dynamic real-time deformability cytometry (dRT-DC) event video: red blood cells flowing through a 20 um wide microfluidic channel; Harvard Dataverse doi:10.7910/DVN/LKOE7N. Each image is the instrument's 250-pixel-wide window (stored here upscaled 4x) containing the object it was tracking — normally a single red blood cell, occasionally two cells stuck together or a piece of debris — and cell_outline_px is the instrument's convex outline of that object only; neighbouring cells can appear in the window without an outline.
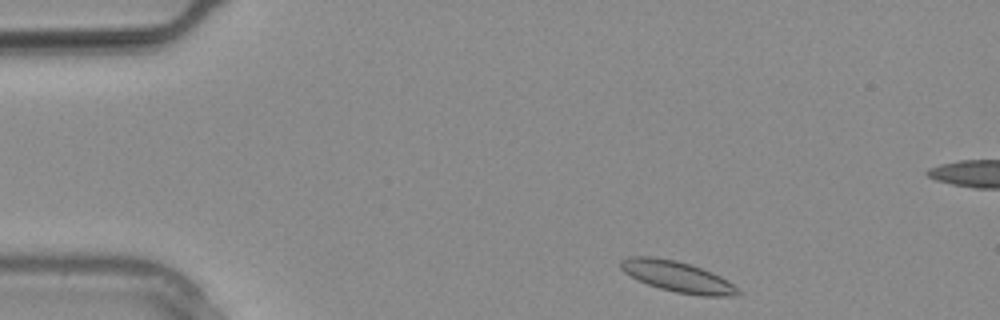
{"species": "common noctule bat (a hibernating species)", "species_latin": "Nyctalus noctula", "temperature_condition": "warm", "stored_images_in_passage": 17, "camera_frame_rate_fps": 3000, "um_per_image_px": 0.085, "animal": {"sex": "male", "body_mass_g": 20.4}, "frame": {"image": 1, "passage_image": 1, "time_ms": 0.0, "image_size_px": [1000, 320], "cell_outline_px": [[740, 296], [700, 296], [676, 292], [660, 288], [648, 284], [624, 272], [620, 268], [620, 260], [628, 256], [652, 256], [676, 260], [692, 264], [712, 272], [720, 276], [732, 284], [740, 292]], "centroid_in_image_um": [57.58, 23.5], "position_along_channel_um": 27.4, "area_um2": 21.04}}